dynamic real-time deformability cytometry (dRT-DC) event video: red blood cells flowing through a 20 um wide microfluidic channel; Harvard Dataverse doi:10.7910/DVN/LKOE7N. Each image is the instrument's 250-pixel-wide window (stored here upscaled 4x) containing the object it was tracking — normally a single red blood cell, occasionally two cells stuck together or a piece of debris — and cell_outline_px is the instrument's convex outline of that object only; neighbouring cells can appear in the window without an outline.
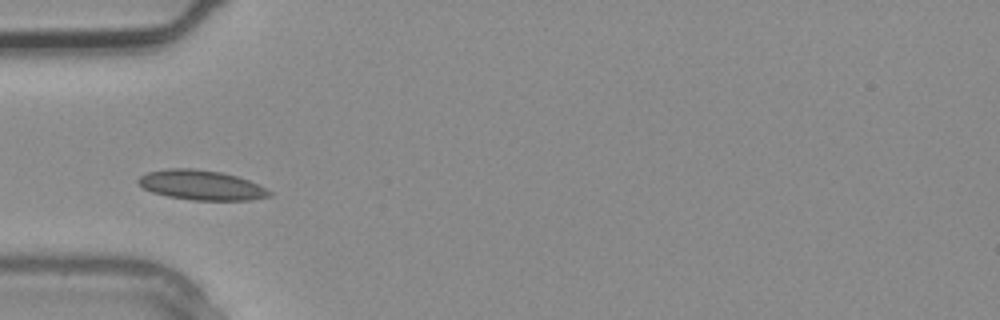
{"species": "common noctule bat (a hibernating species)", "species_latin": "Nyctalus noctula", "temperature_condition": "warm", "stored_images_in_passage": 3, "camera_frame_rate_fps": 3000, "um_per_image_px": 0.085, "animal": {"sex": "male", "body_mass_g": 20.4}, "frame": {"image": 1, "passage_image": 3, "time_ms": 0.667, "image_size_px": [1000, 320], "cell_outline_px": [[272, 196], [248, 200], [192, 200], [168, 196], [152, 192], [144, 188], [136, 180], [140, 176], [148, 172], [168, 168], [192, 168], [220, 172], [236, 176], [248, 180], [272, 192]], "centroid_in_image_um": [17.09, 15.73], "position_along_channel_um": 67.9, "area_um2": 22.54}}